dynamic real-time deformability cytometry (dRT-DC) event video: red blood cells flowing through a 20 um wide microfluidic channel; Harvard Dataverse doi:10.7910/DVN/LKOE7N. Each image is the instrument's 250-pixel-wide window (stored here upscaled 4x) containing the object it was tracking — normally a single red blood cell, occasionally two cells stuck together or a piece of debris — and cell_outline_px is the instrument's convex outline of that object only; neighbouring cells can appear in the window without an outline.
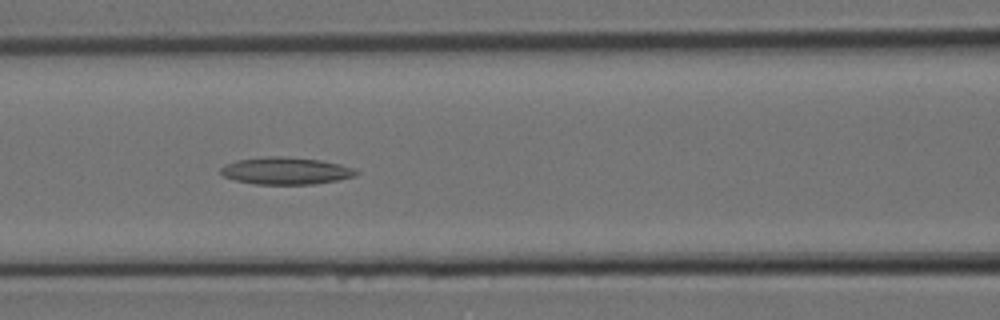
{"species": "Egyptian fruit bat (a non-hibernating species)", "species_latin": "Rousettus aegyptiacus", "temperature_condition": "room temperature", "stored_images_in_passage": 9, "camera_frame_rate_fps": 3000, "um_per_image_px": 0.085, "animal": {"sex": "female"}, "frame": {"image": 1, "passage_image": 8, "time_ms": 2.333, "image_size_px": [1000, 320], "cell_outline_px": [[360, 172], [356, 176], [336, 180], [312, 184], [256, 184], [236, 180], [224, 176], [220, 172], [220, 168], [236, 160], [264, 156], [288, 156], [320, 160], [340, 164], [356, 168]], "centroid_in_image_um": [24.33, 14.51], "position_along_channel_um": 142.3, "area_um2": 21.5}}
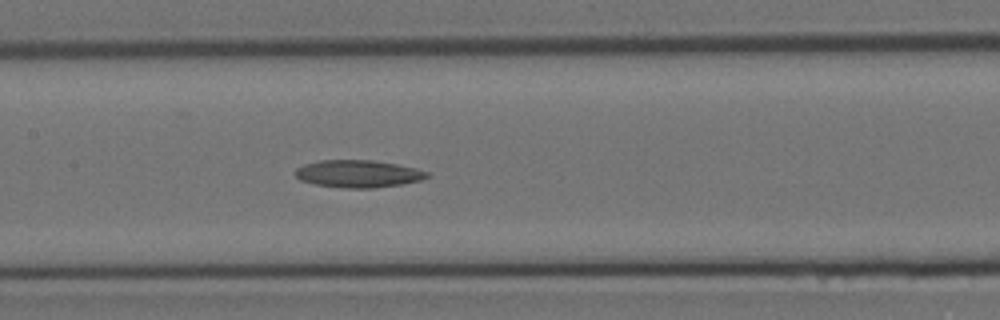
{"frame": {"image": 2, "passage_image": 9, "time_ms": 2.667, "image_size_px": [1000, 320], "cell_outline_px": [[432, 176], [420, 180], [400, 184], [372, 188], [348, 188], [316, 184], [300, 180], [292, 172], [296, 168], [304, 164], [320, 160], [372, 160], [396, 164], [416, 168], [428, 172]], "centroid_in_image_um": [30.43, 14.76], "position_along_channel_um": 177.0, "area_um2": 20.98}}